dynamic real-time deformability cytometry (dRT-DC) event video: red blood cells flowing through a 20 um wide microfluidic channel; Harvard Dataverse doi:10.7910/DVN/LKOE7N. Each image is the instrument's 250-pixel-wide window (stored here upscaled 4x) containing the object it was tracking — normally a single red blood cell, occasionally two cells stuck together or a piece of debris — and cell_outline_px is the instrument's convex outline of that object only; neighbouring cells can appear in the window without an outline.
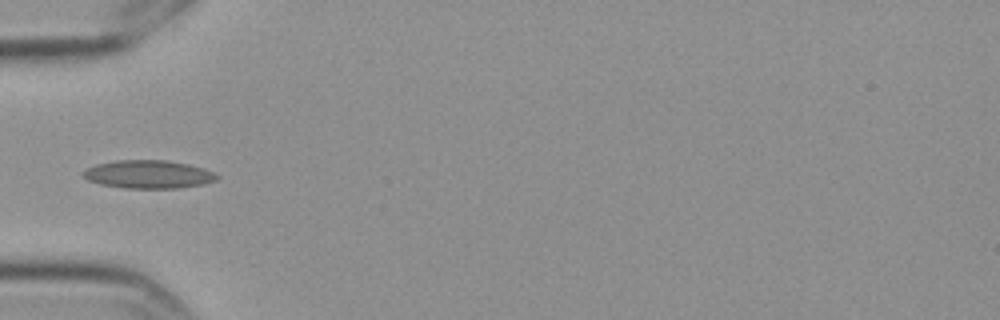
{"species": "Egyptian fruit bat (a non-hibernating species)", "species_latin": "Rousettus aegyptiacus", "temperature_condition": "cold", "stored_images_in_passage": 6, "camera_frame_rate_fps": 3000, "um_per_image_px": 0.085, "frame": {"image": 1, "passage_image": 4, "time_ms": 1.0, "image_size_px": [1000, 320], "cell_outline_px": [[220, 176], [216, 180], [204, 184], [176, 188], [124, 188], [100, 184], [88, 180], [80, 172], [96, 164], [116, 160], [168, 160], [188, 164], [204, 168]], "centroid_in_image_um": [12.61, 14.81], "position_along_channel_um": 72.4, "area_um2": 21.96}}
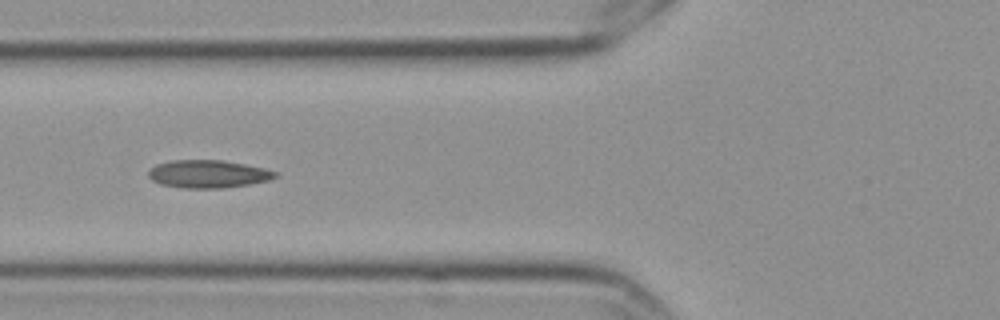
{"frame": {"image": 2, "passage_image": 5, "time_ms": 1.333, "image_size_px": [1000, 320], "cell_outline_px": [[276, 176], [268, 180], [248, 184], [220, 188], [184, 188], [160, 184], [152, 180], [148, 176], [148, 172], [156, 164], [168, 160], [224, 160], [264, 168], [276, 172]], "centroid_in_image_um": [17.64, 14.78], "position_along_channel_um": 108.2, "area_um2": 20.4}}
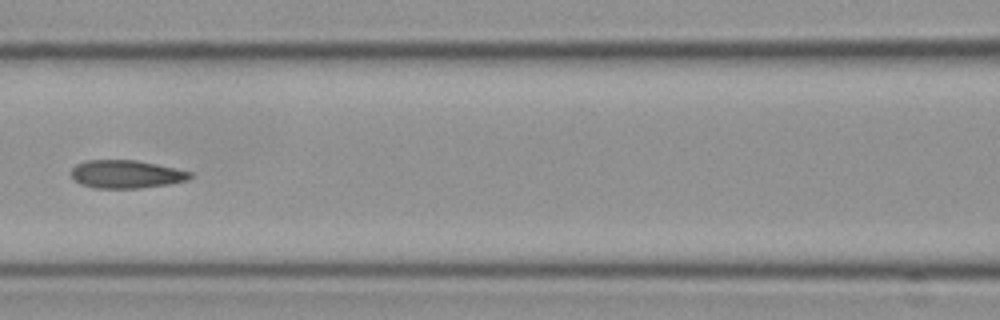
{"frame": {"image": 3, "passage_image": 6, "time_ms": 1.667, "image_size_px": [1000, 320], "cell_outline_px": [[192, 176], [188, 180], [168, 184], [140, 188], [92, 188], [80, 184], [72, 176], [72, 168], [76, 164], [88, 160], [136, 160], [176, 168], [192, 172]], "centroid_in_image_um": [10.73, 14.81], "position_along_channel_um": 155.9, "area_um2": 19.42}}